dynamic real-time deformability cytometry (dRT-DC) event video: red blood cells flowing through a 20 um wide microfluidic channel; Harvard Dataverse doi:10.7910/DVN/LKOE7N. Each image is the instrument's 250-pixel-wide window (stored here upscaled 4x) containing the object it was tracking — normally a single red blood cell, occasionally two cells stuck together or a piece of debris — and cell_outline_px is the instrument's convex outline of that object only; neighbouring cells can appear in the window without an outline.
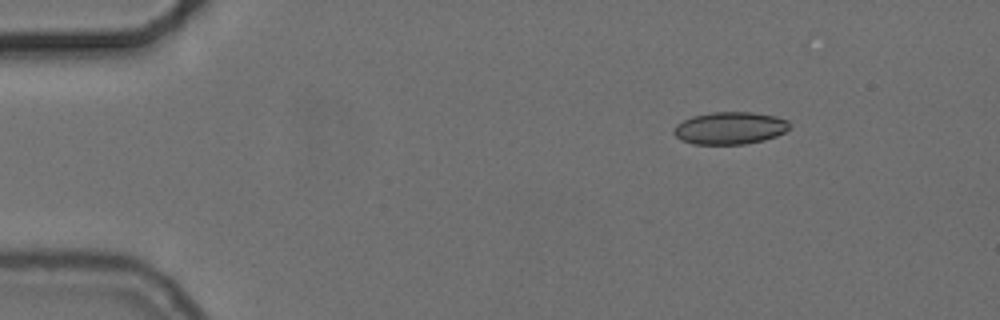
{"species": "common noctule bat (a hibernating species)", "species_latin": "Nyctalus noctula", "temperature_condition": "cold", "stored_images_in_passage": 31, "camera_frame_rate_fps": 3000, "um_per_image_px": 0.085, "animal": {"sex": "female", "body_mass_g": 24.6, "forearm_length_mm": 56.2}, "frame": {"image": 1, "passage_image": 1, "time_ms": 0.0, "image_size_px": [1000, 320], "cell_outline_px": [[792, 128], [776, 136], [764, 140], [744, 144], [692, 144], [680, 140], [672, 132], [676, 124], [692, 116], [712, 112], [752, 112], [776, 116], [788, 120]], "centroid_in_image_um": [62.05, 10.89], "position_along_channel_um": 22.9, "area_um2": 22.02}}
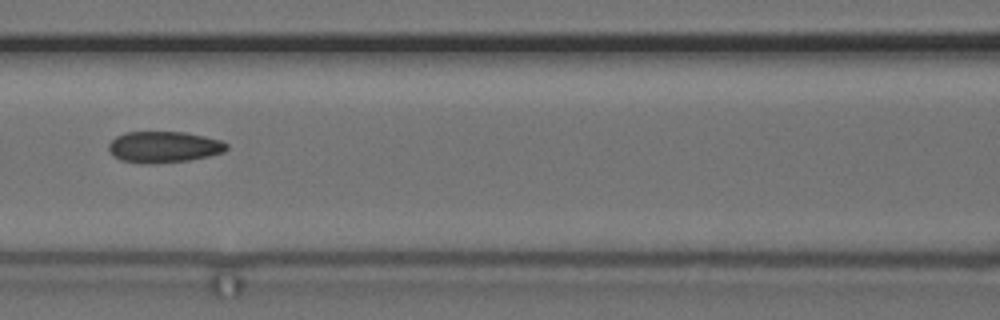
{"frame": {"image": 2, "passage_image": 18, "time_ms": 5.667, "image_size_px": [1000, 320], "cell_outline_px": [[228, 148], [224, 152], [208, 156], [188, 160], [156, 164], [148, 164], [120, 160], [112, 156], [108, 148], [108, 144], [116, 136], [124, 132], [184, 132], [204, 136], [220, 140], [228, 144]], "centroid_in_image_um": [13.9, 12.5], "position_along_channel_um": 152.7, "area_um2": 21.62}}
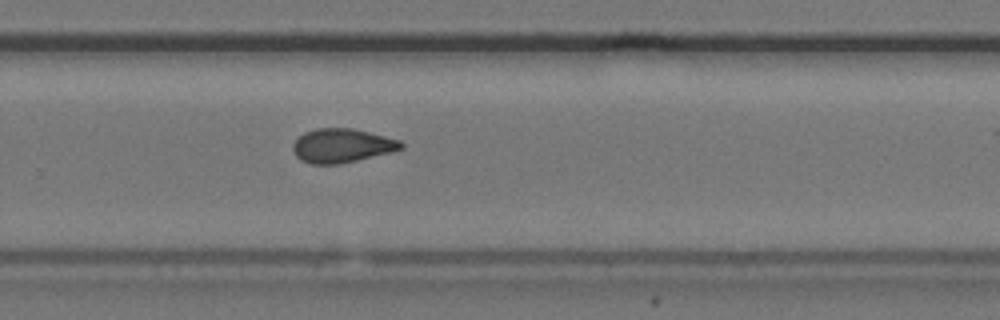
{"frame": {"image": 3, "passage_image": 30, "time_ms": 9.667, "image_size_px": [1000, 320], "cell_outline_px": [[404, 148], [392, 152], [340, 164], [312, 164], [300, 160], [296, 156], [292, 148], [292, 144], [304, 132], [316, 128], [352, 128], [400, 140], [404, 144]], "centroid_in_image_um": [29.06, 12.38], "position_along_channel_um": 300.7, "area_um2": 21.44}}